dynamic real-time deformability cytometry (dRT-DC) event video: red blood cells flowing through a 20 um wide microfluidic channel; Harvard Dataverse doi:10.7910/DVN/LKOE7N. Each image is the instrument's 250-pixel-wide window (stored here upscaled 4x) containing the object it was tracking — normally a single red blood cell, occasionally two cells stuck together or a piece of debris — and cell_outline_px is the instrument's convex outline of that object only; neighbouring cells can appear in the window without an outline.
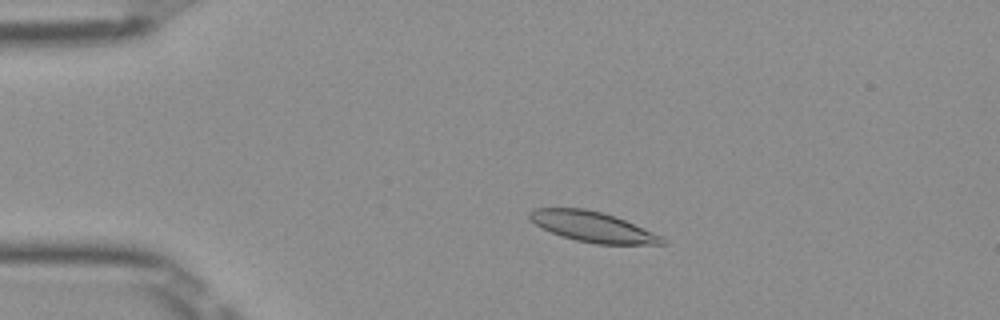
{"species": "Egyptian fruit bat (a non-hibernating species)", "species_latin": "Rousettus aegyptiacus", "temperature_condition": "room temperature", "stored_images_in_passage": 52, "camera_frame_rate_fps": 3000, "um_per_image_px": 0.085, "frame": {"image": 1, "passage_image": 11, "time_ms": 3.333, "image_size_px": [1000, 320], "cell_outline_px": [[668, 244], [596, 244], [576, 240], [560, 236], [528, 220], [528, 212], [532, 208], [584, 208], [600, 212], [624, 220], [664, 236], [668, 240]], "centroid_in_image_um": [50.39, 19.28], "position_along_channel_um": 34.6, "area_um2": 23.41}}
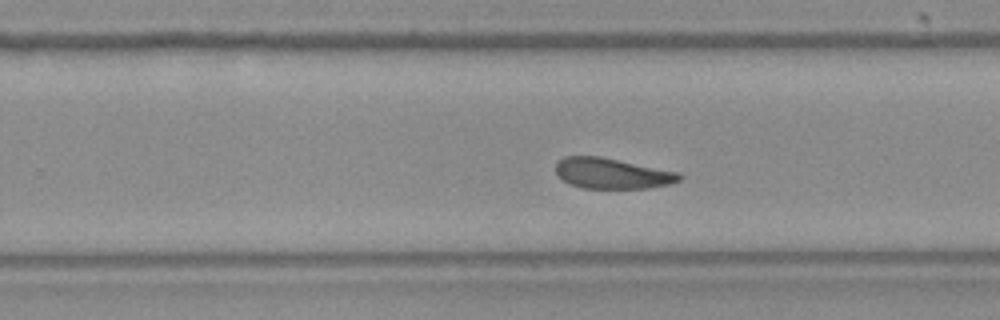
{"frame": {"image": 2, "passage_image": 33, "time_ms": 10.667, "image_size_px": [1000, 320], "cell_outline_px": [[684, 176], [680, 180], [672, 184], [648, 188], [584, 188], [572, 184], [564, 180], [556, 172], [556, 164], [564, 156], [600, 156], [680, 172]], "centroid_in_image_um": [52.09, 14.73], "position_along_channel_um": 277.7, "area_um2": 22.02}}
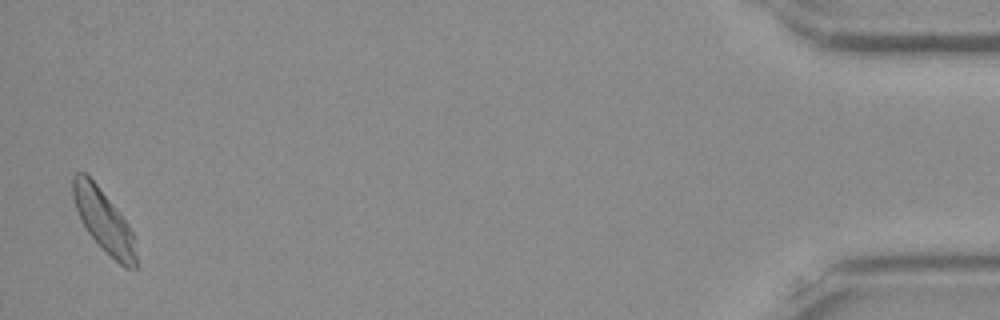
{"frame": {"image": 3, "passage_image": 51, "time_ms": 16.667, "image_size_px": [1000, 320], "cell_outline_px": [[136, 268], [124, 268], [88, 232], [76, 208], [72, 196], [72, 176], [76, 172], [84, 172], [96, 184], [116, 208], [128, 224], [132, 232], [136, 256]], "centroid_in_image_um": [8.8, 18.73], "position_along_channel_um": 426.4, "area_um2": 22.08}, "authors_computed_cell_mechanics": {"area_um2": 23.2356, "velocity_mm_per_s": 3.9327, "shape_relaxation_time_tau1_ms": 6.0258, "shape_relaxation_time_tau2_ms": null, "deformation_change_tau1": 0.1345, "deformation_change_tau2": null}}